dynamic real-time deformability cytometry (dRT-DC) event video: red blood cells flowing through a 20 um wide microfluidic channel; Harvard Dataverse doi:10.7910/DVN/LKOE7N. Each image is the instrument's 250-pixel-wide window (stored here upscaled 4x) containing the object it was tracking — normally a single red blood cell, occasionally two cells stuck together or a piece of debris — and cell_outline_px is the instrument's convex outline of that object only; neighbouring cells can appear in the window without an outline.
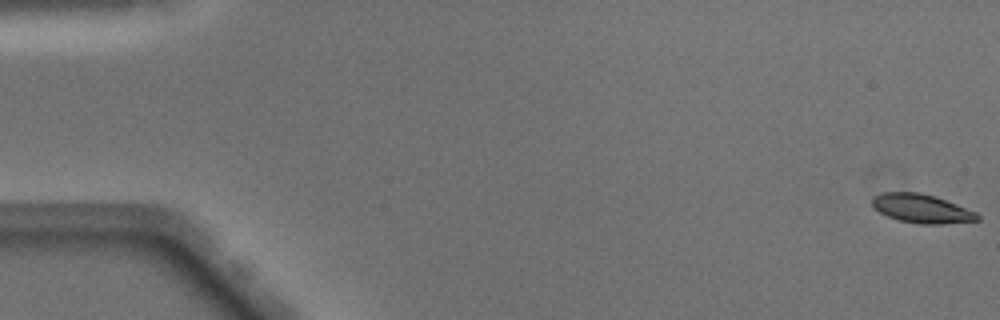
{"species": "Egyptian fruit bat (a non-hibernating species)", "species_latin": "Rousettus aegyptiacus", "temperature_condition": "warm", "stored_images_in_passage": 50, "camera_frame_rate_fps": 3000, "um_per_image_px": 0.085, "animal": {"sex": "male"}, "frame": {"image": 1, "passage_image": 1, "time_ms": 0.0, "image_size_px": [1000, 320], "cell_outline_px": [[980, 220], [940, 224], [920, 224], [900, 220], [888, 216], [880, 212], [872, 204], [872, 200], [876, 196], [884, 192], [920, 192], [936, 196], [976, 212], [980, 216]], "centroid_in_image_um": [78.37, 17.72], "position_along_channel_um": 6.6, "area_um2": 17.46}}
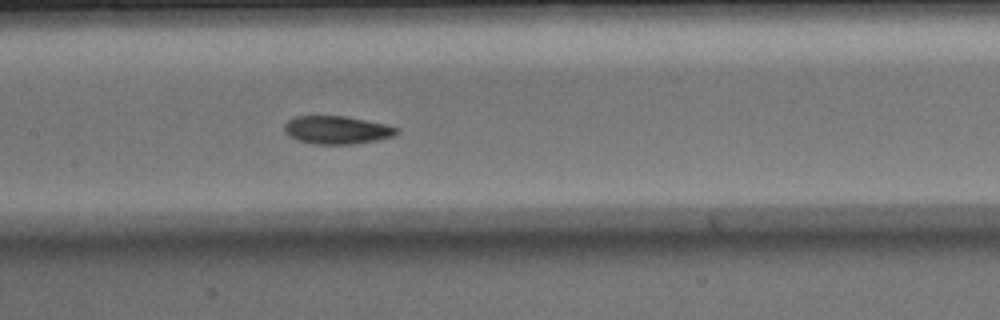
{"frame": {"image": 2, "passage_image": 25, "time_ms": 8.0, "image_size_px": [1000, 320], "cell_outline_px": [[400, 132], [392, 136], [376, 140], [352, 144], [312, 144], [296, 140], [288, 136], [284, 132], [284, 124], [288, 120], [296, 116], [344, 116], [384, 124], [400, 128]], "centroid_in_image_um": [28.59, 11.05], "position_along_channel_um": 178.8, "area_um2": 18.38}}
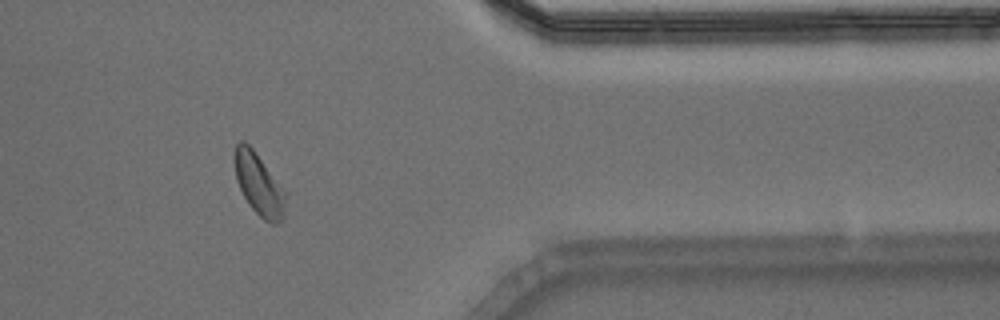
{"frame": {"image": 3, "passage_image": 42, "time_ms": 13.667, "image_size_px": [1000, 320], "cell_outline_px": [[288, 196], [284, 216], [276, 224], [272, 224], [264, 220], [248, 204], [236, 180], [232, 160], [232, 156], [236, 144], [240, 140], [244, 140], [252, 148], [288, 192]], "centroid_in_image_um": [22.01, 15.65], "position_along_channel_um": 389.4, "area_um2": 19.02}, "authors_computed_cell_mechanics": {"area_um2": 18.3226, "velocity_mm_per_s": 4.044, "shape_relaxation_time_tau1_ms": 2.6025, "shape_relaxation_time_tau2_ms": 2.1295, "deformation_change_tau1": 0.1185, "deformation_change_tau2": 0.0777}}